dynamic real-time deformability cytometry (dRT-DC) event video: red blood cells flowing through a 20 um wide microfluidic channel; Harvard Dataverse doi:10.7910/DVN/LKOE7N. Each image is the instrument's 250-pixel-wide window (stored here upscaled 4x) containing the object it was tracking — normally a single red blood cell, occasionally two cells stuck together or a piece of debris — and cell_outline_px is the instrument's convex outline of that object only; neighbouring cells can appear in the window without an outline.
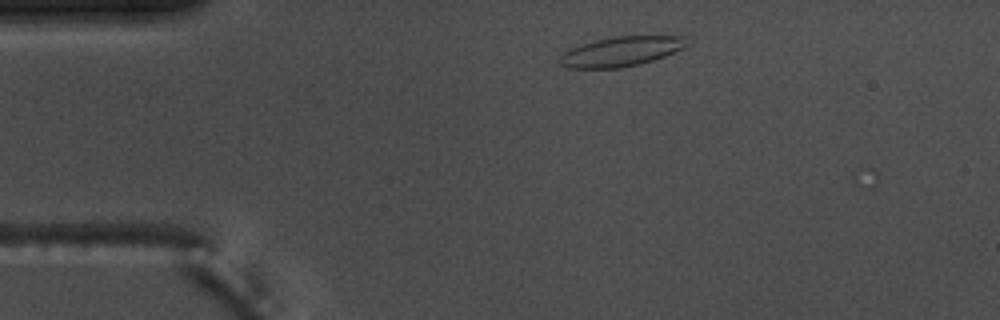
{"species": "common noctule bat (a hibernating species)", "species_latin": "Nyctalus noctula", "temperature_condition": "warm", "stored_images_in_passage": 3, "camera_frame_rate_fps": 3000, "um_per_image_px": 0.085, "animal": {"sex": "male", "body_mass_g": 17.5, "forearm_length_mm": 52.3}, "frame": {"image": 1, "passage_image": 1, "time_ms": 0.0, "image_size_px": [1000, 320], "cell_outline_px": [[692, 44], [684, 48], [664, 56], [640, 64], [620, 68], [568, 68], [560, 64], [560, 56], [568, 48], [596, 40], [612, 36], [684, 36]], "centroid_in_image_um": [52.82, 4.37], "position_along_channel_um": 32.2, "area_um2": 22.14}}